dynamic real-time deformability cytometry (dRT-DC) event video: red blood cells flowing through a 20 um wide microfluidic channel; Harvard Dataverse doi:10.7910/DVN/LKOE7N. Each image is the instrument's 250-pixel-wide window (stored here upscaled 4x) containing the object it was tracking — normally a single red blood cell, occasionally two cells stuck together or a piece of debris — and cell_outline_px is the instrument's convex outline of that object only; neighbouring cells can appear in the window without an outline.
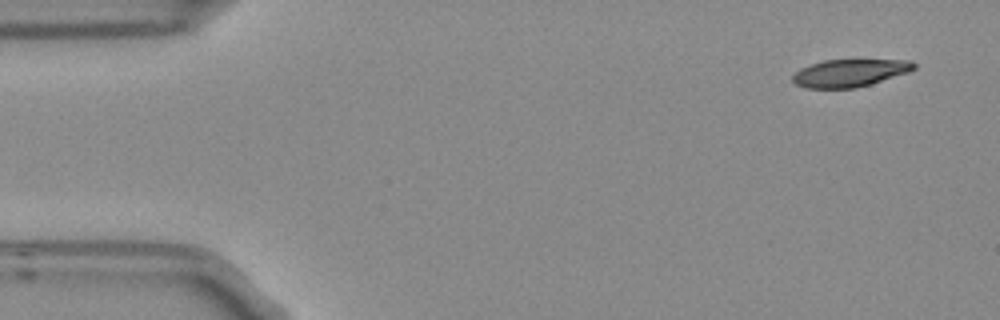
{"species": "Egyptian fruit bat (a non-hibernating species)", "species_latin": "Rousettus aegyptiacus", "temperature_condition": "room temperature", "stored_images_in_passage": 7, "camera_frame_rate_fps": 3000, "um_per_image_px": 0.085, "frame": {"image": 1, "passage_image": 1, "time_ms": 0.0, "image_size_px": [1000, 320], "cell_outline_px": [[916, 68], [908, 72], [856, 88], [804, 88], [796, 84], [792, 80], [792, 76], [800, 68], [824, 60], [912, 60], [916, 64]], "centroid_in_image_um": [72.22, 6.2], "position_along_channel_um": 12.8, "area_um2": 19.31}}
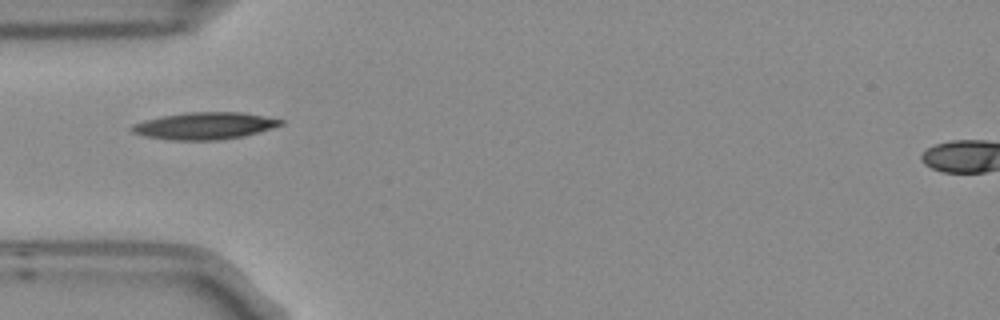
{"frame": {"image": 2, "passage_image": 4, "time_ms": 1.0, "image_size_px": [1000, 320], "cell_outline_px": [[284, 124], [272, 128], [244, 136], [220, 140], [168, 140], [144, 136], [132, 132], [128, 128], [132, 124], [144, 120], [160, 116], [184, 112], [244, 112], [284, 120]], "centroid_in_image_um": [17.36, 10.69], "position_along_channel_um": 67.6, "area_um2": 23.76}}
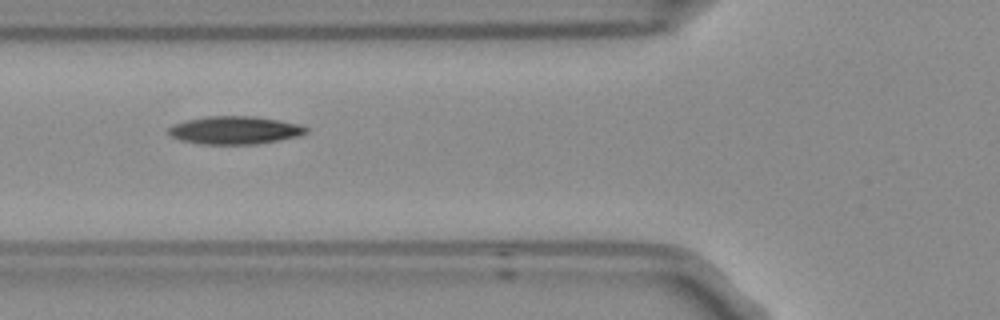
{"frame": {"image": 3, "passage_image": 5, "time_ms": 1.333, "image_size_px": [1000, 320], "cell_outline_px": [[308, 132], [300, 136], [260, 144], [200, 144], [180, 140], [172, 136], [168, 132], [168, 128], [172, 124], [184, 120], [208, 116], [252, 116], [280, 120], [300, 124], [308, 128]], "centroid_in_image_um": [19.97, 11.07], "position_along_channel_um": 105.8, "area_um2": 22.66}}